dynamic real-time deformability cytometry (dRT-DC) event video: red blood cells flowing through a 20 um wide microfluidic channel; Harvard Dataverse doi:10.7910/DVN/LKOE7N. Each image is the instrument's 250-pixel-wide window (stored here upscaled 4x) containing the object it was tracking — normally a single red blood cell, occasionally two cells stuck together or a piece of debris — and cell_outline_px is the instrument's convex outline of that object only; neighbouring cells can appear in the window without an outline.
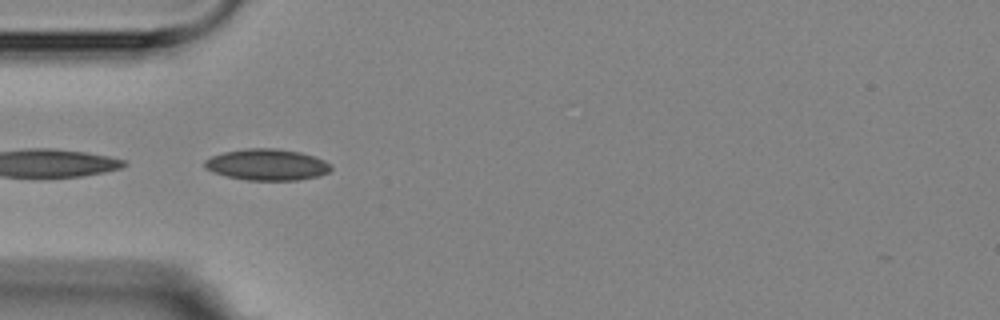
{"species": "Egyptian fruit bat (a non-hibernating species)", "species_latin": "Rousettus aegyptiacus", "temperature_condition": "room temperature", "stored_images_in_passage": 3, "camera_frame_rate_fps": 3000, "um_per_image_px": 0.085, "animal": {"sex": "female"}, "frame": {"image": 1, "passage_image": 2, "time_ms": 1.333, "image_size_px": [1000, 320], "cell_outline_px": [[332, 168], [328, 172], [320, 176], [296, 180], [248, 180], [228, 176], [204, 168], [204, 160], [212, 156], [224, 152], [248, 148], [276, 148], [300, 152], [324, 160]], "centroid_in_image_um": [22.7, 13.99], "position_along_channel_um": 62.3, "area_um2": 22.83}}